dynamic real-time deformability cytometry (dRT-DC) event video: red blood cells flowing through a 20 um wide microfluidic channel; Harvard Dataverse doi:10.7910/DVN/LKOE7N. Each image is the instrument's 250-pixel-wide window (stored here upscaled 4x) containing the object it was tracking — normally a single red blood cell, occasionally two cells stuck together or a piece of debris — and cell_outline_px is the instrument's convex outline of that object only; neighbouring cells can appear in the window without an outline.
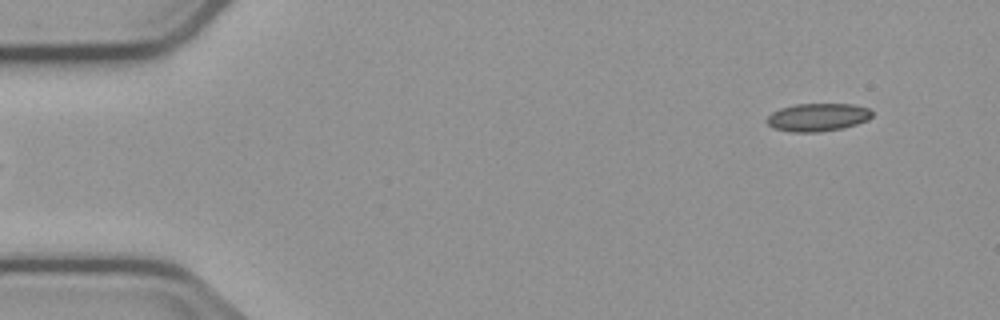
{"species": "common noctule bat (a hibernating species)", "species_latin": "Nyctalus noctula", "temperature_condition": "cold", "stored_images_in_passage": 4, "camera_frame_rate_fps": 3000, "um_per_image_px": 0.085, "animal": {"sex": "male", "body_mass_g": 23.1, "forearm_length_mm": 52.7}, "frame": {"image": 1, "passage_image": 4, "time_ms": 4.333, "image_size_px": [1000, 320], "cell_outline_px": [[872, 116], [868, 120], [844, 128], [820, 132], [792, 132], [772, 128], [764, 120], [772, 112], [780, 108], [796, 104], [852, 104], [868, 108], [872, 112]], "centroid_in_image_um": [69.48, 9.97], "position_along_channel_um": 15.5, "area_um2": 17.28}}